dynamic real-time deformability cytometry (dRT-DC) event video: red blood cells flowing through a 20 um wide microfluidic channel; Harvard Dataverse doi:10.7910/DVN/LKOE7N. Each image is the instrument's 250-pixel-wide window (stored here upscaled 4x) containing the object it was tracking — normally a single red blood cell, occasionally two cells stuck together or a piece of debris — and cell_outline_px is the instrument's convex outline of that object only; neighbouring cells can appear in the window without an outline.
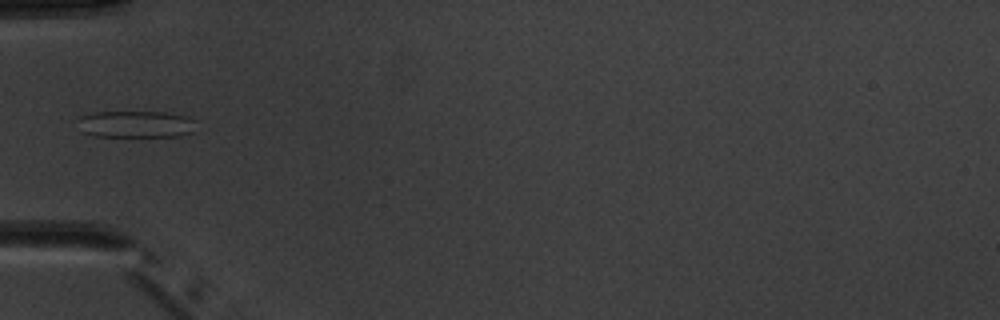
{"species": "common noctule bat (a hibernating species)", "species_latin": "Nyctalus noctula", "temperature_condition": "warm", "stored_images_in_passage": 5, "camera_frame_rate_fps": 3000, "um_per_image_px": 0.085, "animal": {"sex": "male", "body_mass_g": 20.1, "forearm_length_mm": 53.5}, "frame": {"image": 1, "passage_image": 5, "time_ms": 5.333, "image_size_px": [1000, 320], "cell_outline_px": [[192, 132], [180, 136], [96, 136], [80, 132], [80, 116], [96, 112], [164, 112], [188, 116], [192, 120]], "centroid_in_image_um": [11.51, 10.56], "position_along_channel_um": 73.5, "area_um2": 18.26}}